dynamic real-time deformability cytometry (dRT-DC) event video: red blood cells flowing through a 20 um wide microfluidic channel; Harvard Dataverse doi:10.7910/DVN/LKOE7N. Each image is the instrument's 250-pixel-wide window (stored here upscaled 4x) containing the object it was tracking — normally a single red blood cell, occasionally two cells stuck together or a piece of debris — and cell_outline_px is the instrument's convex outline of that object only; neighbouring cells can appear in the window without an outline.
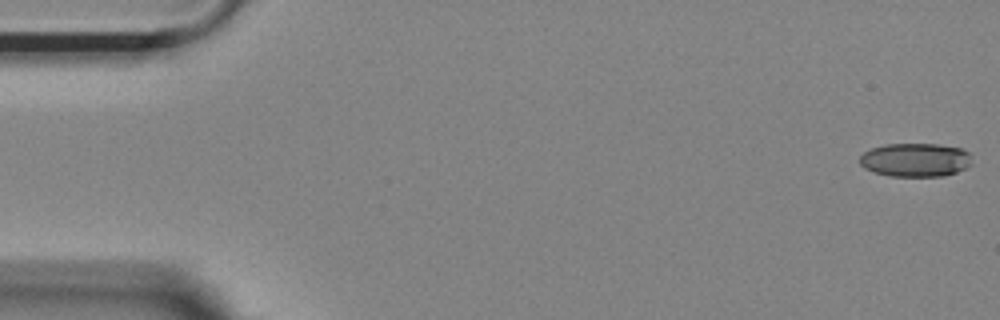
{"species": "Egyptian fruit bat (a non-hibernating species)", "species_latin": "Rousettus aegyptiacus", "temperature_condition": "room temperature", "stored_images_in_passage": 54, "camera_frame_rate_fps": 3000, "um_per_image_px": 0.085, "animal": {"sex": "female"}, "frame": {"image": 1, "passage_image": 1, "time_ms": 0.0, "image_size_px": [1000, 320], "cell_outline_px": [[972, 164], [956, 172], [944, 176], [892, 176], [876, 172], [864, 168], [860, 164], [860, 156], [864, 152], [872, 148], [884, 144], [940, 144], [960, 148], [968, 152]], "centroid_in_image_um": [77.81, 13.58], "position_along_channel_um": 7.2, "area_um2": 21.91}}
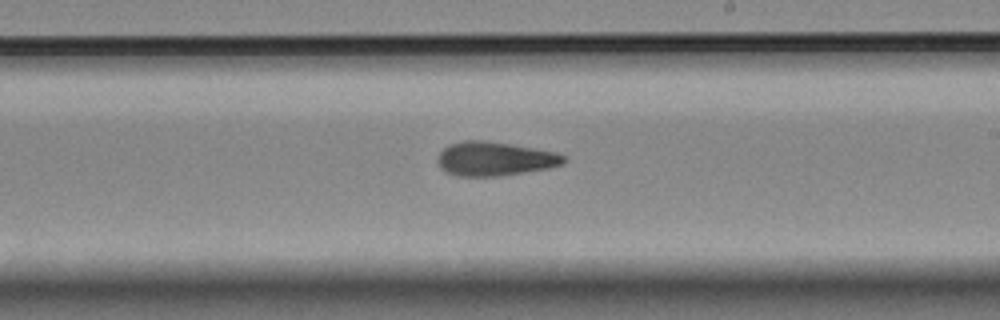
{"frame": {"image": 2, "passage_image": 31, "time_ms": 10.0, "image_size_px": [1000, 320], "cell_outline_px": [[568, 160], [564, 164], [548, 168], [500, 176], [456, 176], [440, 168], [436, 160], [440, 152], [448, 144], [464, 140], [484, 140], [556, 152], [564, 156]], "centroid_in_image_um": [42.03, 13.5], "position_along_channel_um": 247.0, "area_um2": 24.97}}
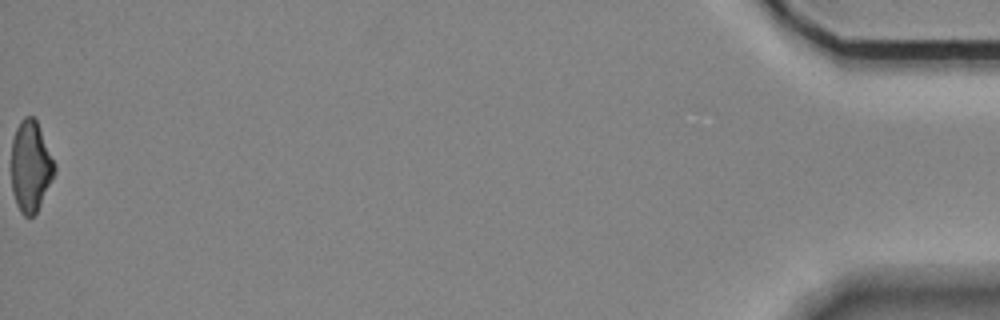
{"frame": {"image": 3, "passage_image": 54, "time_ms": 17.667, "image_size_px": [1000, 320], "cell_outline_px": [[56, 172], [36, 212], [32, 216], [24, 216], [20, 212], [16, 204], [12, 192], [12, 140], [16, 128], [20, 120], [24, 116], [36, 116], [56, 164]], "centroid_in_image_um": [2.62, 14.08], "position_along_channel_um": 432.6, "area_um2": 23.18}, "authors_computed_cell_mechanics": {"area_um2": 24.3049, "velocity_mm_per_s": 3.7259, "shape_relaxation_time_tau1_ms": 10.2291, "shape_relaxation_time_tau2_ms": 4.6336, "deformation_change_tau1": 0.2287, "deformation_change_tau2": 0.1519}}